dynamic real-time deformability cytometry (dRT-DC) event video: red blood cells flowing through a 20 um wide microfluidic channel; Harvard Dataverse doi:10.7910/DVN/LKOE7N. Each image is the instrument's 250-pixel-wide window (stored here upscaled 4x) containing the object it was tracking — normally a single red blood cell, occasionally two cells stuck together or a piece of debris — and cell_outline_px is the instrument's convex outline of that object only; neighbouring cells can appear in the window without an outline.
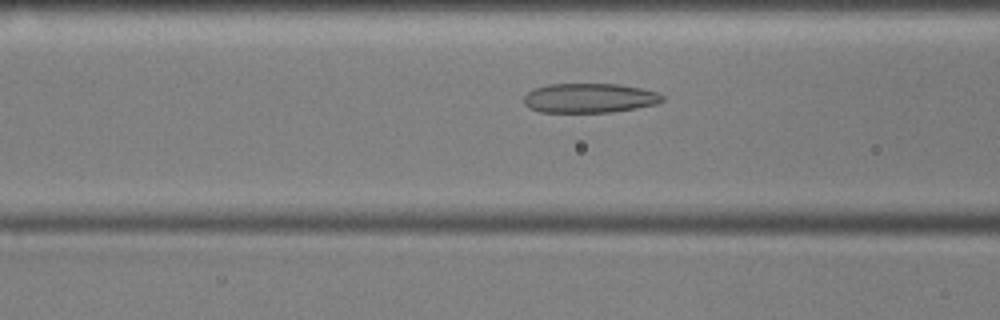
{"species": "common noctule bat (a hibernating species)", "species_latin": "Nyctalus noctula", "temperature_condition": "cold", "stored_images_in_passage": 54, "camera_frame_rate_fps": 3000, "um_per_image_px": 0.085, "animal": {"sex": "male", "body_mass_g": 17.9, "forearm_length_mm": 54.2}, "frame": {"image": 1, "passage_image": 20, "time_ms": 6.333, "image_size_px": [1000, 320], "cell_outline_px": [[664, 100], [656, 104], [636, 108], [612, 112], [540, 112], [528, 108], [524, 104], [524, 96], [528, 92], [536, 88], [548, 84], [616, 84], [640, 88], [656, 92], [664, 96]], "centroid_in_image_um": [50.09, 8.34], "position_along_channel_um": 116.5, "area_um2": 23.76}}
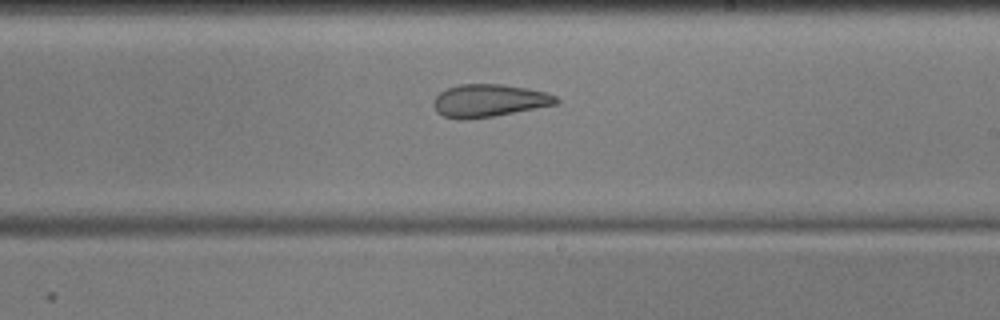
{"frame": {"image": 2, "passage_image": 31, "time_ms": 10.0, "image_size_px": [1000, 320], "cell_outline_px": [[560, 100], [556, 104], [496, 116], [468, 120], [460, 120], [444, 116], [436, 112], [432, 104], [436, 96], [440, 92], [448, 88], [460, 84], [504, 84], [528, 88], [544, 92], [556, 96]], "centroid_in_image_um": [41.54, 8.56], "position_along_channel_um": 247.5, "area_um2": 23.52}}
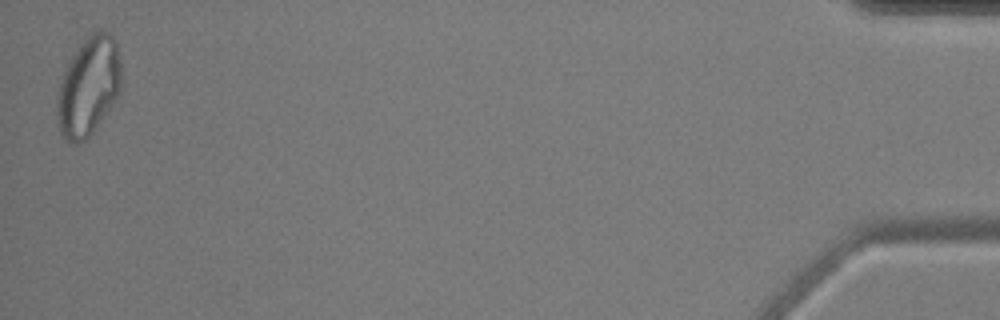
{"frame": {"image": 3, "passage_image": 54, "time_ms": 17.667, "image_size_px": [1000, 320], "cell_outline_px": [[124, 84], [116, 100], [92, 132], [84, 140], [76, 144], [72, 144], [60, 132], [56, 116], [56, 96], [64, 72], [72, 56], [80, 44], [92, 32], [108, 32], [112, 36], [116, 44]], "centroid_in_image_um": [7.54, 7.37], "position_along_channel_um": 427.7, "area_um2": 36.93}, "authors_computed_cell_mechanics": {"area_um2": 27.2238, "velocity_mm_per_s": 3.5719, "shape_relaxation_time_tau1_ms": null, "shape_relaxation_time_tau2_ms": 2.2177, "deformation_change_tau1": null, "deformation_change_tau2": 0.0937}}